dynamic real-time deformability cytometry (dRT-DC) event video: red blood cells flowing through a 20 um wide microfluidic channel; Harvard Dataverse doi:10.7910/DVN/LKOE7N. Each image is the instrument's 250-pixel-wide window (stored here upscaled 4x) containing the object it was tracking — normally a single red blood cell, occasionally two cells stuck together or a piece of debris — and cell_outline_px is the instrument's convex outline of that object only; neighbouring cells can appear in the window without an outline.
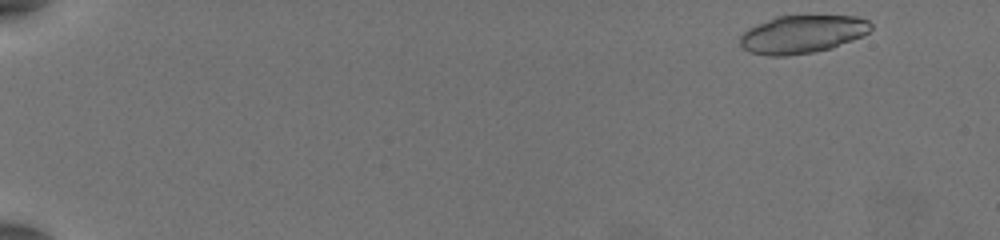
{"species": "common noctule bat (a hibernating species)", "species_latin": "Nyctalus noctula", "temperature_condition": "warm", "stored_images_in_passage": 12, "camera_frame_rate_fps": 3000, "um_per_image_px": 0.085, "animal": {"sex": "female", "body_mass_g": 19.5, "forearm_length_mm": 54.1}, "frame": {"image": 1, "passage_image": 2, "time_ms": 0.333, "image_size_px": [1000, 240], "cell_outline_px": [[872, 28], [868, 32], [852, 40], [832, 48], [812, 52], [784, 56], [768, 56], [752, 52], [744, 48], [740, 44], [740, 36], [748, 28], [776, 16], [856, 16], [868, 20], [872, 24]], "centroid_in_image_um": [68.19, 2.91], "position_along_channel_um": 16.8, "area_um2": 28.73}}
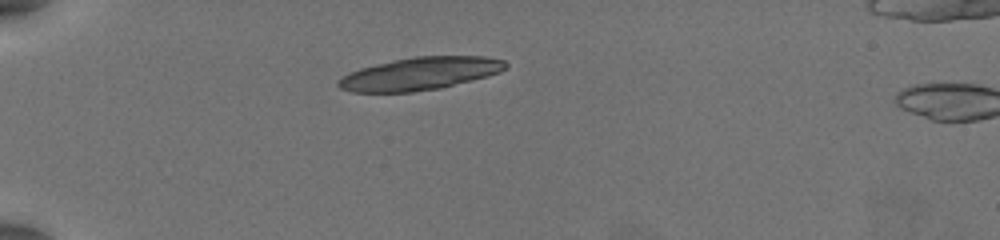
{"frame": {"image": 2, "passage_image": 11, "time_ms": 3.333, "image_size_px": [1000, 240], "cell_outline_px": [[508, 68], [500, 72], [472, 80], [440, 88], [412, 92], [352, 92], [340, 88], [336, 84], [344, 76], [360, 68], [376, 64], [416, 56], [484, 56], [504, 60], [508, 64]], "centroid_in_image_um": [35.74, 6.26], "position_along_channel_um": 49.3, "area_um2": 31.62}}